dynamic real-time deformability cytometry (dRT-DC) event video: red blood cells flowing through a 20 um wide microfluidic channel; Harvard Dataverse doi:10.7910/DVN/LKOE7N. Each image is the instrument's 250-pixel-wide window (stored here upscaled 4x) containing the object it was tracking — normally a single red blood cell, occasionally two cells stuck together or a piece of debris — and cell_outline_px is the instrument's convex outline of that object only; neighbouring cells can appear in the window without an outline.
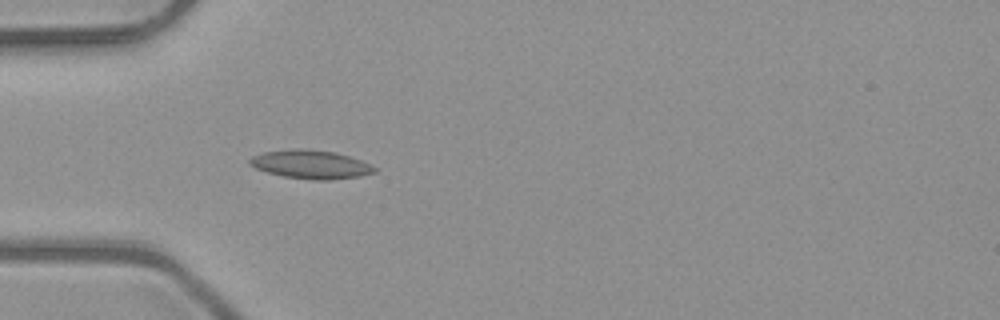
{"species": "common noctule bat (a hibernating species)", "species_latin": "Nyctalus noctula", "temperature_condition": "room temperature", "stored_images_in_passage": 4, "camera_frame_rate_fps": 3000, "um_per_image_px": 0.085, "animal": {"sex": "male", "body_mass_g": 23.1, "forearm_length_mm": 52.7}, "frame": {"image": 1, "passage_image": 4, "time_ms": 1.0, "image_size_px": [1000, 320], "cell_outline_px": [[376, 172], [360, 176], [328, 180], [312, 180], [284, 176], [268, 172], [256, 168], [248, 164], [248, 160], [252, 156], [264, 152], [292, 148], [304, 148], [332, 152], [348, 156], [360, 160], [376, 168]], "centroid_in_image_um": [26.38, 13.97], "position_along_channel_um": 58.6, "area_um2": 20.63}}